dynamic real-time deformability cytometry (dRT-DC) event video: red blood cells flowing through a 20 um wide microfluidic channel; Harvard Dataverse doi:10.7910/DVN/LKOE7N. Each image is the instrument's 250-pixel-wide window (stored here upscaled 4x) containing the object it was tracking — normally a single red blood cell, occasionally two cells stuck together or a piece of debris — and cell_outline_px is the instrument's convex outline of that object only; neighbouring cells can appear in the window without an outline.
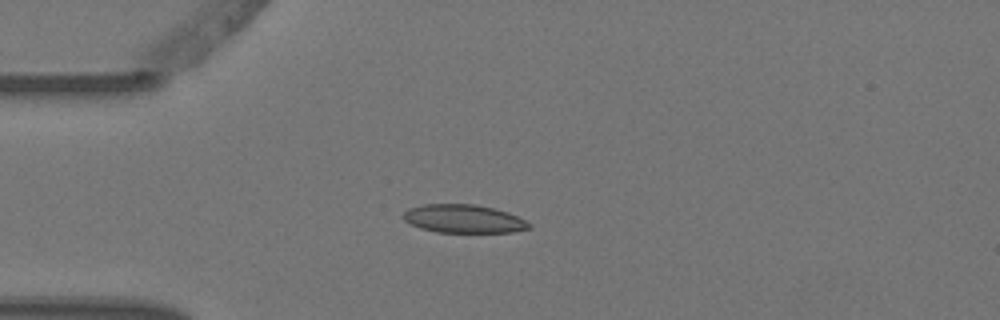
{"species": "Egyptian fruit bat (a non-hibernating species)", "species_latin": "Rousettus aegyptiacus", "temperature_condition": "warm", "stored_images_in_passage": 6, "camera_frame_rate_fps": 3000, "um_per_image_px": 0.085, "animal": {"sex": "female"}, "frame": {"image": 1, "passage_image": 4, "time_ms": 1.0, "image_size_px": [1000, 320], "cell_outline_px": [[532, 228], [512, 232], [436, 232], [420, 228], [404, 220], [400, 216], [408, 208], [424, 204], [476, 204], [508, 212], [532, 224]], "centroid_in_image_um": [39.39, 18.59], "position_along_channel_um": 45.6, "area_um2": 20.81}}
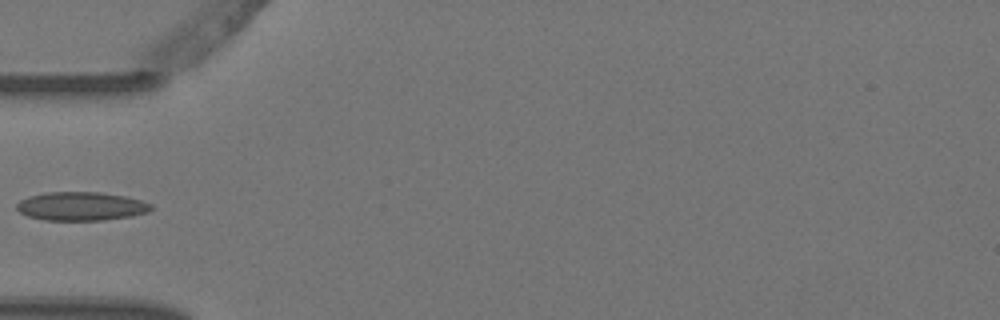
{"frame": {"image": 2, "passage_image": 5, "time_ms": 1.333, "image_size_px": [1000, 320], "cell_outline_px": [[152, 208], [148, 212], [132, 216], [104, 220], [44, 220], [28, 216], [20, 212], [16, 208], [16, 204], [20, 200], [28, 196], [48, 192], [100, 192], [124, 196], [140, 200], [152, 204]], "centroid_in_image_um": [6.89, 17.53], "position_along_channel_um": 78.1, "area_um2": 22.43}}
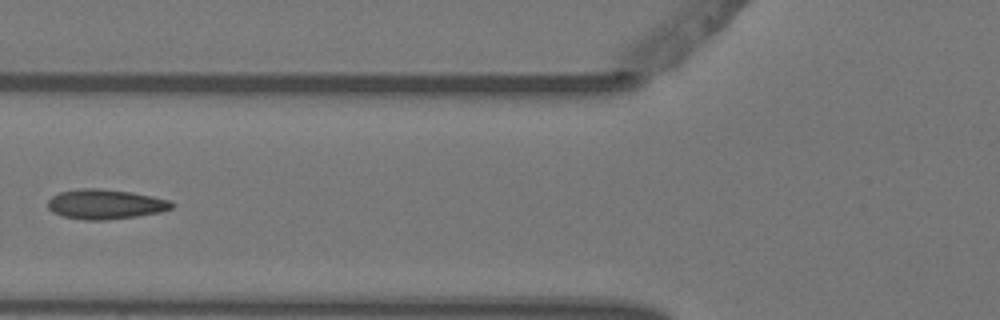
{"frame": {"image": 3, "passage_image": 6, "time_ms": 1.667, "image_size_px": [1000, 320], "cell_outline_px": [[176, 204], [172, 208], [160, 212], [136, 216], [108, 220], [88, 220], [64, 216], [52, 212], [48, 208], [48, 200], [52, 196], [60, 192], [80, 188], [100, 188], [132, 192], [172, 200]], "centroid_in_image_um": [8.99, 17.35], "position_along_channel_um": 116.8, "area_um2": 21.62}}